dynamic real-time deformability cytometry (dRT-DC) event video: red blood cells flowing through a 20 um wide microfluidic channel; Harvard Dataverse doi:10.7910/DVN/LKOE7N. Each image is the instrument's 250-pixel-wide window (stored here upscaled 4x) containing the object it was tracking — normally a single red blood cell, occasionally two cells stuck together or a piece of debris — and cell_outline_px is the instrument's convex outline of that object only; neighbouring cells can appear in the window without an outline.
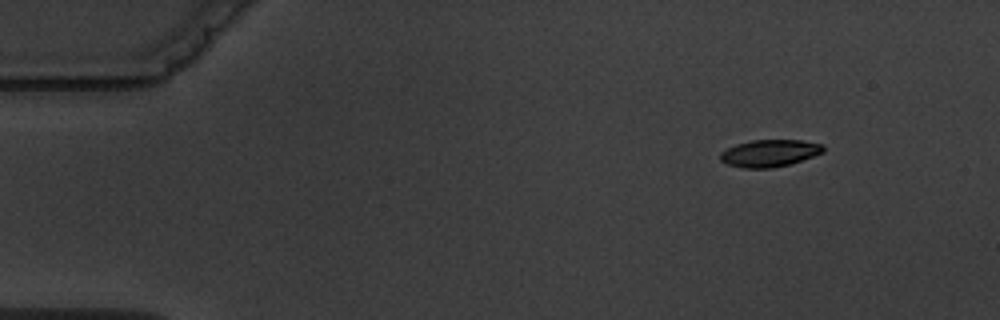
{"species": "common noctule bat (a hibernating species)", "species_latin": "Nyctalus noctula", "temperature_condition": "warm", "stored_images_in_passage": 4, "camera_frame_rate_fps": 3000, "um_per_image_px": 0.085, "animal": {"sex": "male", "body_mass_g": 19.5, "forearm_length_mm": 54.6}, "frame": {"image": 1, "passage_image": 1, "time_ms": 0.0, "image_size_px": [1000, 320], "cell_outline_px": [[824, 152], [788, 164], [772, 168], [744, 168], [728, 164], [720, 160], [720, 152], [736, 144], [752, 140], [800, 140], [824, 144]], "centroid_in_image_um": [65.41, 13.01], "position_along_channel_um": 19.6, "area_um2": 16.13}}
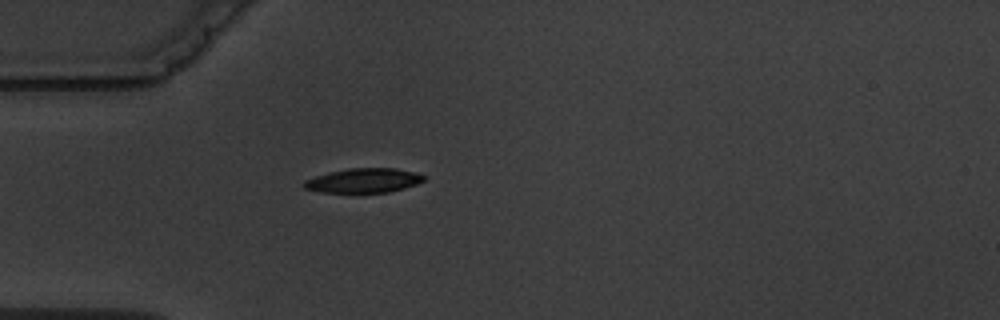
{"frame": {"image": 2, "passage_image": 4, "time_ms": 3.333, "image_size_px": [1000, 320], "cell_outline_px": [[424, 180], [416, 184], [404, 188], [388, 192], [324, 192], [304, 188], [300, 184], [304, 180], [328, 172], [348, 168], [396, 168], [416, 172], [424, 176]], "centroid_in_image_um": [30.88, 15.33], "position_along_channel_um": 54.1, "area_um2": 16.99}}